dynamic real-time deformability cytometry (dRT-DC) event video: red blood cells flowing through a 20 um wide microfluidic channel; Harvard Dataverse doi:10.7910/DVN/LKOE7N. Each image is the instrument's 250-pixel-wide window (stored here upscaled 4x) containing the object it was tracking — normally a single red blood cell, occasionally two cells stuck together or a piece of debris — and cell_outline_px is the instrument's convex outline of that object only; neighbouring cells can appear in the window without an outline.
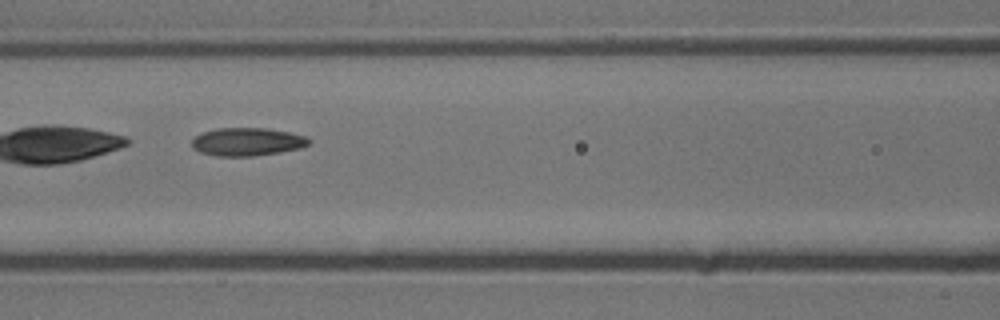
{"species": "common noctule bat (a hibernating species)", "species_latin": "Nyctalus noctula", "temperature_condition": "cold", "stored_images_in_passage": 10, "camera_frame_rate_fps": 3000, "um_per_image_px": 0.085, "animal": {"sex": "male", "body_mass_g": 13.3}, "frame": {"image": 1, "passage_image": 6, "time_ms": 1.667, "image_size_px": [1000, 320], "cell_outline_px": [[312, 140], [308, 144], [300, 148], [280, 152], [252, 156], [216, 156], [200, 152], [192, 148], [192, 140], [200, 132], [216, 128], [268, 128], [308, 136]], "centroid_in_image_um": [21.01, 12.04], "position_along_channel_um": 145.6, "area_um2": 19.31}}
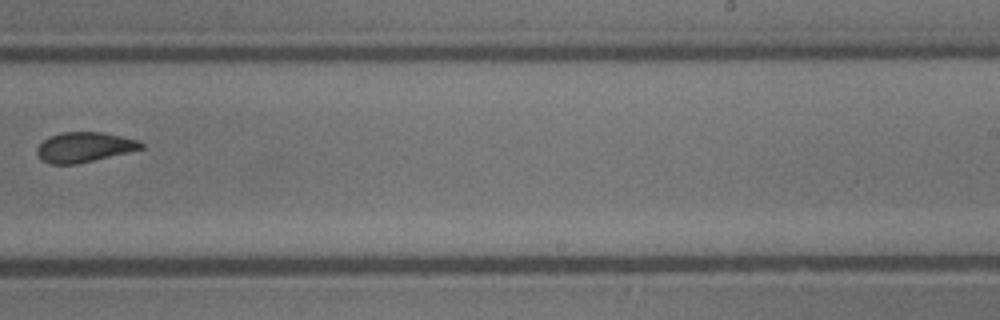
{"frame": {"image": 2, "passage_image": 9, "time_ms": 2.667, "image_size_px": [1000, 320], "cell_outline_px": [[144, 148], [128, 152], [76, 164], [48, 164], [40, 160], [36, 152], [36, 148], [48, 136], [60, 132], [104, 132], [136, 140], [144, 144]], "centroid_in_image_um": [7.11, 12.51], "position_along_channel_um": 281.9, "area_um2": 18.21}}
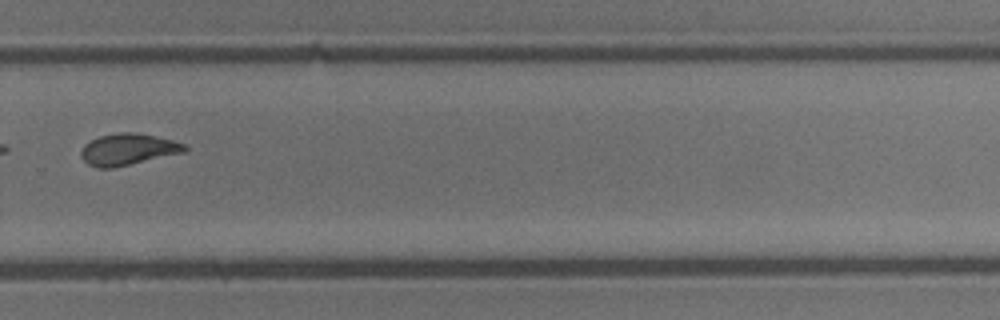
{"frame": {"image": 3, "passage_image": 10, "time_ms": 3.0, "image_size_px": [1000, 320], "cell_outline_px": [[188, 148], [184, 152], [112, 168], [96, 168], [88, 164], [80, 156], [80, 152], [84, 144], [100, 136], [120, 132], [132, 132], [172, 140], [184, 144]], "centroid_in_image_um": [10.83, 12.7], "position_along_channel_um": 319.0, "area_um2": 18.73}}